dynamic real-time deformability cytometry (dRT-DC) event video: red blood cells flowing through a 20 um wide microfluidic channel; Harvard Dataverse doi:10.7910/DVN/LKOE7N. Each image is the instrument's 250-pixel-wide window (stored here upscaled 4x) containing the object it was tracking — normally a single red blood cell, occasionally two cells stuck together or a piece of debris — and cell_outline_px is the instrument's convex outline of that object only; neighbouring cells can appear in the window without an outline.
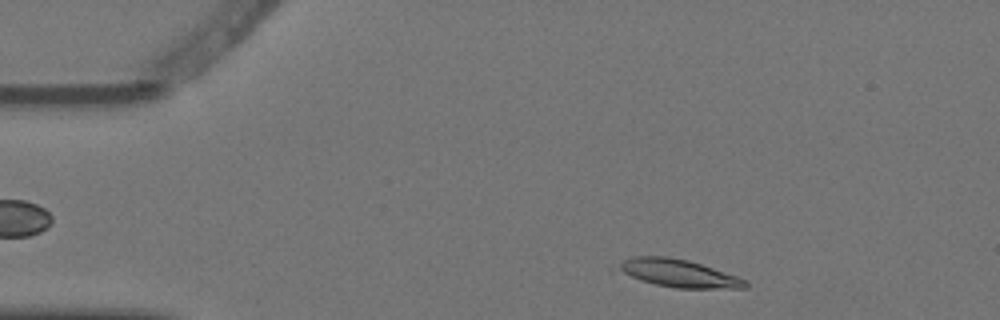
{"species": "Egyptian fruit bat (a non-hibernating species)", "species_latin": "Rousettus aegyptiacus", "temperature_condition": "warm", "stored_images_in_passage": 7, "camera_frame_rate_fps": 3000, "um_per_image_px": 0.085, "animal": {"sex": "female"}, "frame": {"image": 1, "passage_image": 1, "time_ms": 0.0, "image_size_px": [1000, 320], "cell_outline_px": [[748, 288], [676, 288], [656, 284], [608, 272], [608, 268], [632, 256], [668, 256], [688, 260], [748, 280]], "centroid_in_image_um": [57.46, 23.22], "position_along_channel_um": 27.5, "area_um2": 21.21}}
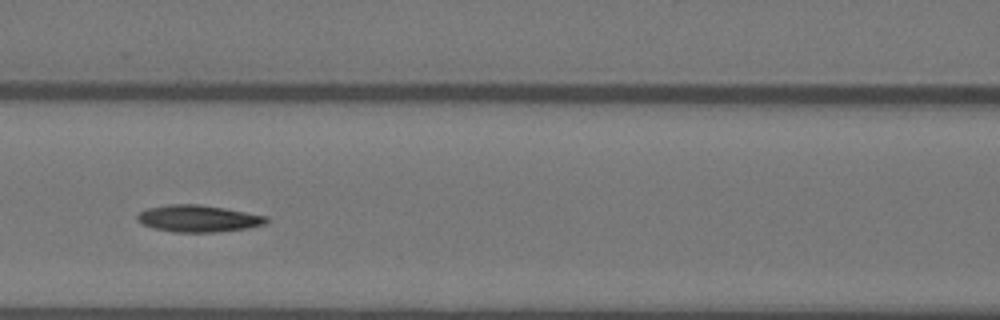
{"frame": {"image": 2, "passage_image": 5, "time_ms": 1.333, "image_size_px": [1000, 320], "cell_outline_px": [[268, 220], [264, 224], [248, 228], [216, 232], [176, 232], [152, 228], [140, 224], [136, 220], [136, 216], [140, 212], [148, 208], [168, 204], [196, 204], [224, 208], [268, 216]], "centroid_in_image_um": [16.82, 18.58], "position_along_channel_um": 149.8, "area_um2": 20.23}}
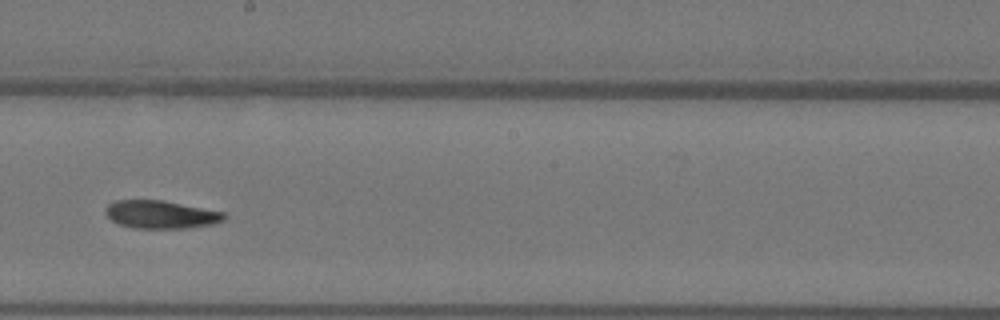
{"frame": {"image": 3, "passage_image": 7, "time_ms": 2.0, "image_size_px": [1000, 320], "cell_outline_px": [[228, 216], [224, 220], [212, 224], [188, 228], [136, 228], [120, 224], [112, 220], [104, 212], [108, 204], [116, 200], [164, 200], [224, 212]], "centroid_in_image_um": [13.7, 18.22], "position_along_channel_um": 234.5, "area_um2": 19.31}}